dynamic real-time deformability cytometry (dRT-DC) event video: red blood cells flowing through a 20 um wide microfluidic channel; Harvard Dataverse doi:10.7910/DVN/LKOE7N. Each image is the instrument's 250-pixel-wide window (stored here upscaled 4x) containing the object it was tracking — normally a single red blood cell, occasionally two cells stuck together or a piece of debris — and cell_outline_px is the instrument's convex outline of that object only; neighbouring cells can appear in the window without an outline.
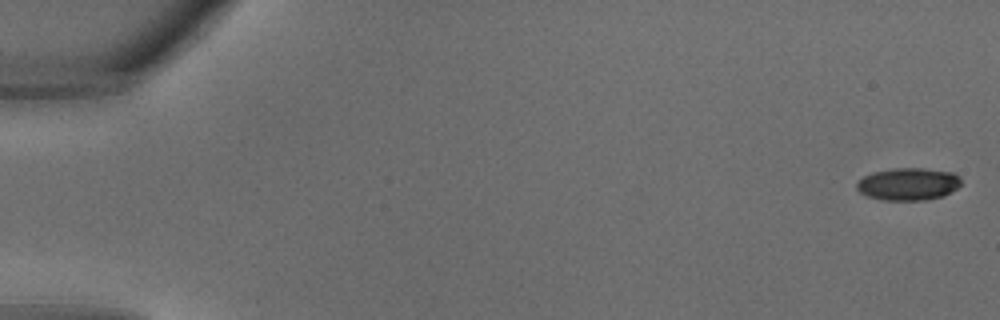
{"species": "common noctule bat (a hibernating species)", "species_latin": "Nyctalus noctula", "temperature_condition": "warm", "stored_images_in_passage": 7, "camera_frame_rate_fps": 3000, "um_per_image_px": 0.085, "animal": {"sex": "male", "body_mass_g": 18.8}, "frame": {"image": 1, "passage_image": 1, "time_ms": 0.0, "image_size_px": [1000, 320], "cell_outline_px": [[960, 184], [956, 188], [944, 196], [924, 200], [884, 200], [868, 196], [860, 192], [856, 188], [856, 184], [864, 176], [872, 172], [896, 168], [924, 168], [952, 172], [960, 176]], "centroid_in_image_um": [77.21, 15.64], "position_along_channel_um": 7.8, "area_um2": 19.65}}